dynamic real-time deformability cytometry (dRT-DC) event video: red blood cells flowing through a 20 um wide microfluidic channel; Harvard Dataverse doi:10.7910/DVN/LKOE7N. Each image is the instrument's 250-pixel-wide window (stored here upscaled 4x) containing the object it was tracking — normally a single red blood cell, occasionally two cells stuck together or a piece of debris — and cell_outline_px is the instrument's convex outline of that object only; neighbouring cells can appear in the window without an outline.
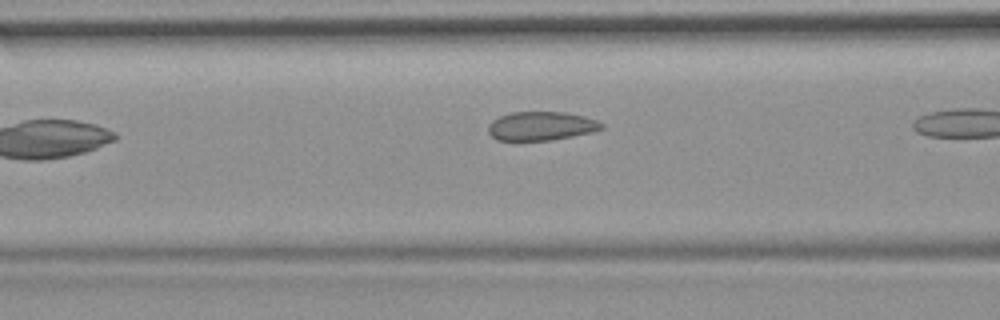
{"species": "common noctule bat (a hibernating species)", "species_latin": "Nyctalus noctula", "temperature_condition": "room temperature", "stored_images_in_passage": 6, "camera_frame_rate_fps": 3000, "um_per_image_px": 0.085, "animal": {"sex": "female", "body_mass_g": 19.9}, "frame": {"image": 1, "passage_image": 4, "time_ms": 3.333, "image_size_px": [1000, 320], "cell_outline_px": [[604, 128], [592, 132], [552, 140], [496, 140], [488, 132], [488, 124], [492, 120], [500, 116], [512, 112], [564, 112], [584, 116], [596, 120], [604, 124]], "centroid_in_image_um": [45.99, 10.71], "position_along_channel_um": 120.6, "area_um2": 19.02}}